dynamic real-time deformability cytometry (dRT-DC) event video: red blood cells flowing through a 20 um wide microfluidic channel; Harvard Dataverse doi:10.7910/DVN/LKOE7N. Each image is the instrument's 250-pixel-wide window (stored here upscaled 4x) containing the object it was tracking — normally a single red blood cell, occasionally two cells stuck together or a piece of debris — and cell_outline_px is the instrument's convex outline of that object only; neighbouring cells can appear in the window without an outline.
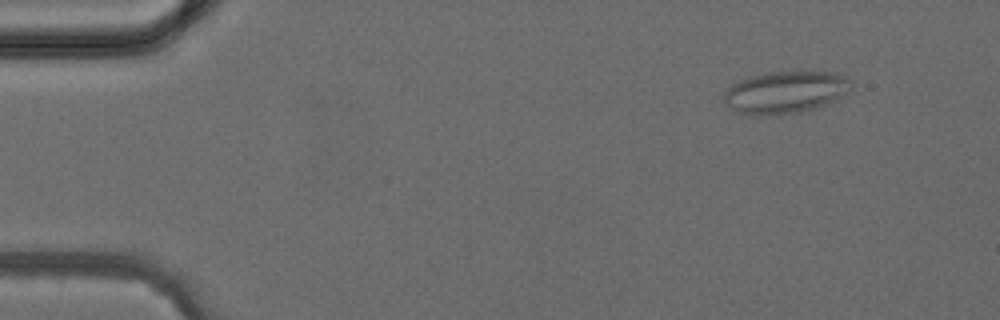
{"species": "common noctule bat (a hibernating species)", "species_latin": "Nyctalus noctula", "temperature_condition": "cold", "stored_images_in_passage": 4, "camera_frame_rate_fps": 3000, "um_per_image_px": 0.085, "animal": {"sex": "female", "body_mass_g": 24.6, "forearm_length_mm": 56.2}, "frame": {"image": 1, "passage_image": 2, "time_ms": 1.333, "image_size_px": [1000, 320], "cell_outline_px": [[852, 88], [840, 96], [816, 108], [800, 112], [740, 112], [724, 104], [724, 92], [732, 84], [740, 80], [752, 76], [768, 72], [832, 72], [852, 80]], "centroid_in_image_um": [66.78, 7.79], "position_along_channel_um": 18.2, "area_um2": 30.0}}